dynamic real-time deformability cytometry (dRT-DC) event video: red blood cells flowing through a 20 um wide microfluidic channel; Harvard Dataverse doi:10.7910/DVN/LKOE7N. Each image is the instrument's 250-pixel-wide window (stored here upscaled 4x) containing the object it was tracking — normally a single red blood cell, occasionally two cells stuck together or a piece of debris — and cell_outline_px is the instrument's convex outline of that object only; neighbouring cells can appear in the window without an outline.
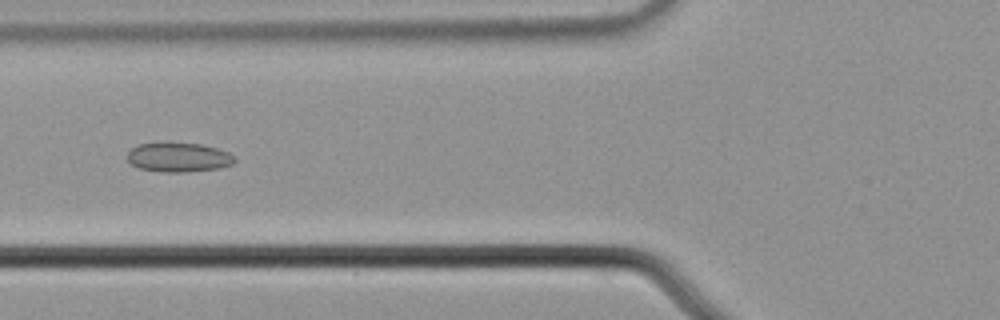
{"species": "common noctule bat (a hibernating species)", "species_latin": "Nyctalus noctula", "temperature_condition": "cold", "stored_images_in_passage": 5, "camera_frame_rate_fps": 3000, "um_per_image_px": 0.085, "animal": {"sex": "male", "body_mass_g": 21.5, "forearm_length_mm": 52.0}, "frame": {"image": 1, "passage_image": 5, "time_ms": 1.333, "image_size_px": [1000, 320], "cell_outline_px": [[236, 160], [232, 164], [220, 168], [188, 172], [160, 172], [140, 168], [132, 164], [128, 160], [128, 152], [132, 148], [140, 144], [200, 144], [216, 148], [228, 152], [236, 156]], "centroid_in_image_um": [15.23, 13.4], "position_along_channel_um": 110.6, "area_um2": 18.03}}